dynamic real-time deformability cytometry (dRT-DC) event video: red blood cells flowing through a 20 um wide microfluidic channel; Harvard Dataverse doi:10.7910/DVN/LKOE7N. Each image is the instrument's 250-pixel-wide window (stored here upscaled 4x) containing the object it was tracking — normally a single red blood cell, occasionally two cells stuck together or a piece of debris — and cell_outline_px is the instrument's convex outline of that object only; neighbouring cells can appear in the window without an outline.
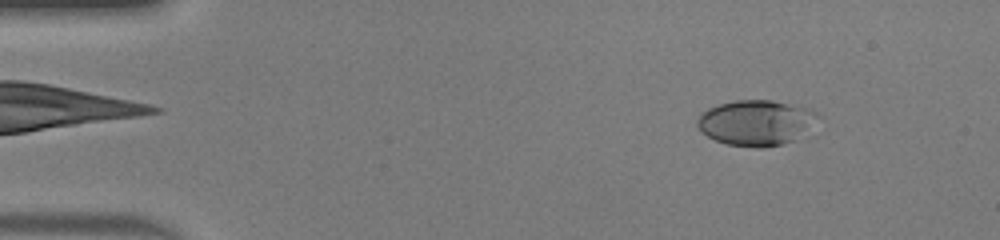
{"species": "human", "species_latin": "Homo sapiens", "temperature_condition": "warm", "stored_images_in_passage": 49, "camera_frame_rate_fps": 3000, "um_per_image_px": 0.085, "donor": {"sex": "male"}, "frame": {"image": 1, "passage_image": 6, "time_ms": 1.667, "image_size_px": [1000, 240], "cell_outline_px": [[820, 116], [796, 140], [764, 148], [756, 148], [724, 144], [700, 132], [696, 124], [696, 120], [708, 108], [720, 104], [736, 100], [772, 100], [804, 108], [816, 112]], "centroid_in_image_um": [64.21, 10.45], "position_along_channel_um": 20.8, "area_um2": 31.67}}
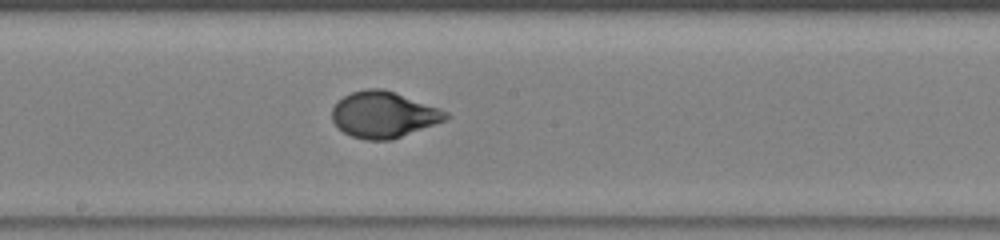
{"frame": {"image": 2, "passage_image": 27, "time_ms": 8.667, "image_size_px": [1000, 240], "cell_outline_px": [[452, 116], [448, 120], [392, 140], [368, 140], [352, 136], [344, 132], [332, 120], [332, 108], [336, 100], [352, 92], [368, 88], [380, 88], [392, 92], [448, 112]], "centroid_in_image_um": [32.6, 9.76], "position_along_channel_um": 215.6, "area_um2": 30.4}}
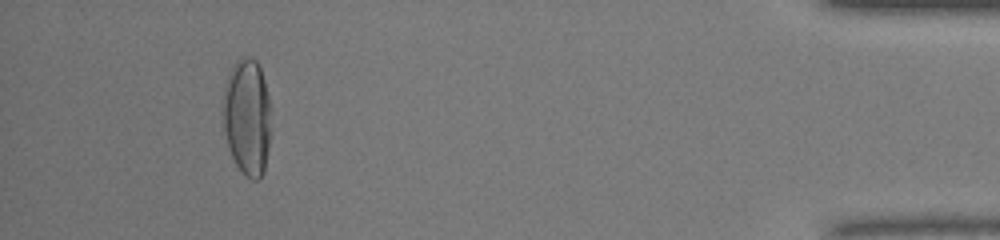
{"frame": {"image": 3, "passage_image": 46, "time_ms": 15.0, "image_size_px": [1000, 240], "cell_outline_px": [[268, 148], [264, 172], [260, 180], [252, 180], [244, 176], [236, 164], [232, 156], [228, 144], [220, 112], [224, 88], [232, 64], [240, 56], [248, 56], [256, 60], [260, 68], [264, 80], [268, 96]], "centroid_in_image_um": [20.95, 9.93], "position_along_channel_um": 414.2, "area_um2": 32.71}, "authors_computed_cell_mechanics": {"area_um2": 30.2872, "velocity_mm_per_s": 4.1484, "shape_relaxation_time_tau1_ms": 4.3278, "shape_relaxation_time_tau2_ms": null, "deformation_change_tau1": 0.2343, "deformation_change_tau2": null}}